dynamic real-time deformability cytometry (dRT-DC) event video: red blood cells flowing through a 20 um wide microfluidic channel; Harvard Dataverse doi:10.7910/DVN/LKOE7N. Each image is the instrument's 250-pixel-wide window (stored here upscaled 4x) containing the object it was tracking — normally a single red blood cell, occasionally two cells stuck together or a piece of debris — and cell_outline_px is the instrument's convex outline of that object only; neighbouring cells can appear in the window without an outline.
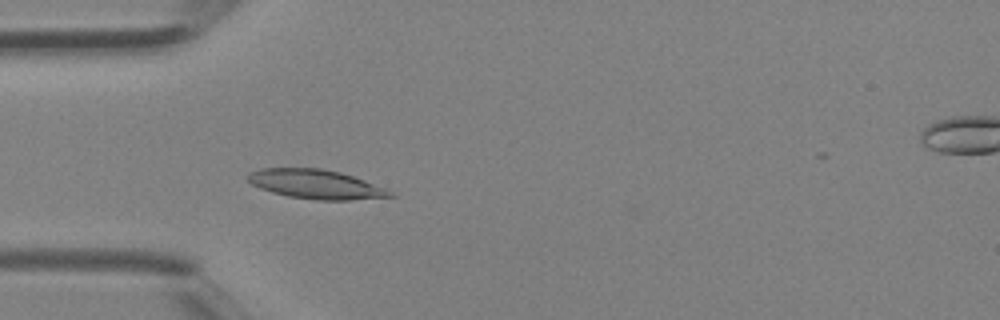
{"species": "Egyptian fruit bat (a non-hibernating species)", "species_latin": "Rousettus aegyptiacus", "temperature_condition": "room temperature", "stored_images_in_passage": 40, "camera_frame_rate_fps": 3000, "um_per_image_px": 0.085, "animal": {"sex": "female"}, "frame": {"image": 1, "passage_image": 12, "time_ms": 3.667, "image_size_px": [1000, 320], "cell_outline_px": [[396, 196], [348, 200], [320, 200], [288, 196], [272, 192], [260, 188], [252, 184], [248, 180], [248, 176], [252, 172], [260, 168], [320, 168], [340, 172], [388, 188]], "centroid_in_image_um": [26.89, 15.66], "position_along_channel_um": 58.1, "area_um2": 24.04}}
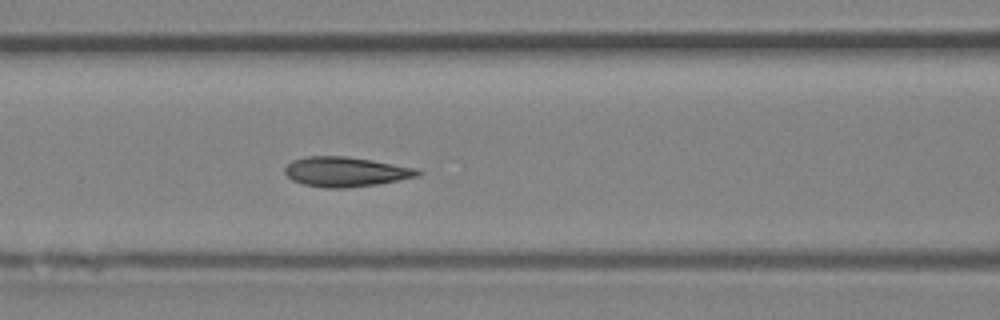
{"frame": {"image": 2, "passage_image": 17, "time_ms": 5.333, "image_size_px": [1000, 320], "cell_outline_px": [[424, 172], [420, 176], [380, 184], [344, 188], [324, 188], [304, 184], [292, 180], [284, 172], [284, 168], [292, 160], [308, 156], [348, 156], [372, 160], [416, 168]], "centroid_in_image_um": [29.41, 14.6], "position_along_channel_um": 137.2, "area_um2": 23.24}}
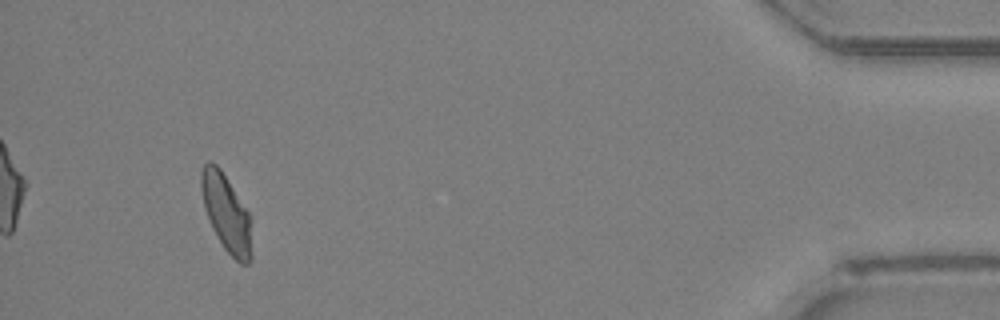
{"frame": {"image": 3, "passage_image": 38, "time_ms": 12.333, "image_size_px": [1000, 320], "cell_outline_px": [[252, 260], [248, 264], [240, 264], [224, 248], [212, 228], [204, 204], [200, 188], [200, 172], [204, 164], [208, 160], [216, 164], [220, 168], [248, 212], [252, 256]], "centroid_in_image_um": [19.22, 18.11], "position_along_channel_um": 416.0, "area_um2": 22.31}}